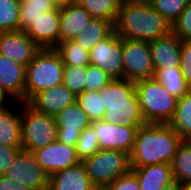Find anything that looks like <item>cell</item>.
Returning a JSON list of instances; mask_svg holds the SVG:
<instances>
[{
  "label": "cell",
  "instance_id": "6da1fadb",
  "mask_svg": "<svg viewBox=\"0 0 191 190\" xmlns=\"http://www.w3.org/2000/svg\"><path fill=\"white\" fill-rule=\"evenodd\" d=\"M184 139L169 125L145 123L136 133L130 155L131 168L170 164Z\"/></svg>",
  "mask_w": 191,
  "mask_h": 190
},
{
  "label": "cell",
  "instance_id": "7a4b0ae2",
  "mask_svg": "<svg viewBox=\"0 0 191 190\" xmlns=\"http://www.w3.org/2000/svg\"><path fill=\"white\" fill-rule=\"evenodd\" d=\"M114 32L123 39L152 41L172 32V25L148 1L122 3Z\"/></svg>",
  "mask_w": 191,
  "mask_h": 190
},
{
  "label": "cell",
  "instance_id": "3957f363",
  "mask_svg": "<svg viewBox=\"0 0 191 190\" xmlns=\"http://www.w3.org/2000/svg\"><path fill=\"white\" fill-rule=\"evenodd\" d=\"M105 112L103 120L128 127L145 124L135 83L126 79L110 81L101 91Z\"/></svg>",
  "mask_w": 191,
  "mask_h": 190
},
{
  "label": "cell",
  "instance_id": "277c9868",
  "mask_svg": "<svg viewBox=\"0 0 191 190\" xmlns=\"http://www.w3.org/2000/svg\"><path fill=\"white\" fill-rule=\"evenodd\" d=\"M64 64L54 48H42L26 66L25 102L63 82Z\"/></svg>",
  "mask_w": 191,
  "mask_h": 190
},
{
  "label": "cell",
  "instance_id": "5b68a950",
  "mask_svg": "<svg viewBox=\"0 0 191 190\" xmlns=\"http://www.w3.org/2000/svg\"><path fill=\"white\" fill-rule=\"evenodd\" d=\"M134 83L145 122L168 124L175 114L177 99L155 78Z\"/></svg>",
  "mask_w": 191,
  "mask_h": 190
},
{
  "label": "cell",
  "instance_id": "8992f818",
  "mask_svg": "<svg viewBox=\"0 0 191 190\" xmlns=\"http://www.w3.org/2000/svg\"><path fill=\"white\" fill-rule=\"evenodd\" d=\"M23 151L34 153L57 140V126L51 115L33 109L28 103L21 104Z\"/></svg>",
  "mask_w": 191,
  "mask_h": 190
},
{
  "label": "cell",
  "instance_id": "52a82bcc",
  "mask_svg": "<svg viewBox=\"0 0 191 190\" xmlns=\"http://www.w3.org/2000/svg\"><path fill=\"white\" fill-rule=\"evenodd\" d=\"M82 163L91 183L97 187H106L131 170L130 155L119 150L100 149Z\"/></svg>",
  "mask_w": 191,
  "mask_h": 190
},
{
  "label": "cell",
  "instance_id": "ba28073f",
  "mask_svg": "<svg viewBox=\"0 0 191 190\" xmlns=\"http://www.w3.org/2000/svg\"><path fill=\"white\" fill-rule=\"evenodd\" d=\"M122 59L124 79L136 82L154 78L155 70L148 41L122 38Z\"/></svg>",
  "mask_w": 191,
  "mask_h": 190
},
{
  "label": "cell",
  "instance_id": "9c48e42d",
  "mask_svg": "<svg viewBox=\"0 0 191 190\" xmlns=\"http://www.w3.org/2000/svg\"><path fill=\"white\" fill-rule=\"evenodd\" d=\"M90 64L98 66L112 79H124L122 38L113 31L89 52Z\"/></svg>",
  "mask_w": 191,
  "mask_h": 190
},
{
  "label": "cell",
  "instance_id": "30bf717a",
  "mask_svg": "<svg viewBox=\"0 0 191 190\" xmlns=\"http://www.w3.org/2000/svg\"><path fill=\"white\" fill-rule=\"evenodd\" d=\"M31 190H47L49 175L37 163L32 153L21 151L4 174Z\"/></svg>",
  "mask_w": 191,
  "mask_h": 190
},
{
  "label": "cell",
  "instance_id": "8fae6325",
  "mask_svg": "<svg viewBox=\"0 0 191 190\" xmlns=\"http://www.w3.org/2000/svg\"><path fill=\"white\" fill-rule=\"evenodd\" d=\"M53 118L57 126V141L72 147L76 146L81 132L92 123L77 101L56 113Z\"/></svg>",
  "mask_w": 191,
  "mask_h": 190
},
{
  "label": "cell",
  "instance_id": "7c38bea8",
  "mask_svg": "<svg viewBox=\"0 0 191 190\" xmlns=\"http://www.w3.org/2000/svg\"><path fill=\"white\" fill-rule=\"evenodd\" d=\"M96 134L100 149L119 150L131 153L135 136L139 127H128L120 124L97 120L91 123Z\"/></svg>",
  "mask_w": 191,
  "mask_h": 190
},
{
  "label": "cell",
  "instance_id": "4fadbf2b",
  "mask_svg": "<svg viewBox=\"0 0 191 190\" xmlns=\"http://www.w3.org/2000/svg\"><path fill=\"white\" fill-rule=\"evenodd\" d=\"M33 155L37 163L49 176L81 162L75 147L60 143L57 140L42 149L36 150Z\"/></svg>",
  "mask_w": 191,
  "mask_h": 190
},
{
  "label": "cell",
  "instance_id": "5bb4252c",
  "mask_svg": "<svg viewBox=\"0 0 191 190\" xmlns=\"http://www.w3.org/2000/svg\"><path fill=\"white\" fill-rule=\"evenodd\" d=\"M25 31L0 32V55L27 66L41 50Z\"/></svg>",
  "mask_w": 191,
  "mask_h": 190
},
{
  "label": "cell",
  "instance_id": "9a60e30c",
  "mask_svg": "<svg viewBox=\"0 0 191 190\" xmlns=\"http://www.w3.org/2000/svg\"><path fill=\"white\" fill-rule=\"evenodd\" d=\"M60 7L43 12L25 30L40 48H55L59 44Z\"/></svg>",
  "mask_w": 191,
  "mask_h": 190
},
{
  "label": "cell",
  "instance_id": "2e32d148",
  "mask_svg": "<svg viewBox=\"0 0 191 190\" xmlns=\"http://www.w3.org/2000/svg\"><path fill=\"white\" fill-rule=\"evenodd\" d=\"M76 100L77 97L60 84L36 94L28 104L38 112L54 116Z\"/></svg>",
  "mask_w": 191,
  "mask_h": 190
},
{
  "label": "cell",
  "instance_id": "e0dca14e",
  "mask_svg": "<svg viewBox=\"0 0 191 190\" xmlns=\"http://www.w3.org/2000/svg\"><path fill=\"white\" fill-rule=\"evenodd\" d=\"M149 45L154 70L180 68V39L173 32Z\"/></svg>",
  "mask_w": 191,
  "mask_h": 190
},
{
  "label": "cell",
  "instance_id": "ac0fdd59",
  "mask_svg": "<svg viewBox=\"0 0 191 190\" xmlns=\"http://www.w3.org/2000/svg\"><path fill=\"white\" fill-rule=\"evenodd\" d=\"M26 66L0 55V87L14 100L25 102Z\"/></svg>",
  "mask_w": 191,
  "mask_h": 190
},
{
  "label": "cell",
  "instance_id": "d6986e66",
  "mask_svg": "<svg viewBox=\"0 0 191 190\" xmlns=\"http://www.w3.org/2000/svg\"><path fill=\"white\" fill-rule=\"evenodd\" d=\"M21 101L0 108V144L9 147H21ZM16 109V110H15Z\"/></svg>",
  "mask_w": 191,
  "mask_h": 190
},
{
  "label": "cell",
  "instance_id": "ffe728a7",
  "mask_svg": "<svg viewBox=\"0 0 191 190\" xmlns=\"http://www.w3.org/2000/svg\"><path fill=\"white\" fill-rule=\"evenodd\" d=\"M91 18L77 1L60 6L59 42L73 40Z\"/></svg>",
  "mask_w": 191,
  "mask_h": 190
},
{
  "label": "cell",
  "instance_id": "44dd1931",
  "mask_svg": "<svg viewBox=\"0 0 191 190\" xmlns=\"http://www.w3.org/2000/svg\"><path fill=\"white\" fill-rule=\"evenodd\" d=\"M94 185L82 162L49 176L47 190H92Z\"/></svg>",
  "mask_w": 191,
  "mask_h": 190
},
{
  "label": "cell",
  "instance_id": "7402d4cb",
  "mask_svg": "<svg viewBox=\"0 0 191 190\" xmlns=\"http://www.w3.org/2000/svg\"><path fill=\"white\" fill-rule=\"evenodd\" d=\"M136 174L140 190H161L174 182L170 164H155L131 168Z\"/></svg>",
  "mask_w": 191,
  "mask_h": 190
},
{
  "label": "cell",
  "instance_id": "603a6c76",
  "mask_svg": "<svg viewBox=\"0 0 191 190\" xmlns=\"http://www.w3.org/2000/svg\"><path fill=\"white\" fill-rule=\"evenodd\" d=\"M113 31L114 27L110 21L91 18L73 40L90 52L98 42L108 37Z\"/></svg>",
  "mask_w": 191,
  "mask_h": 190
},
{
  "label": "cell",
  "instance_id": "cb8c5ba5",
  "mask_svg": "<svg viewBox=\"0 0 191 190\" xmlns=\"http://www.w3.org/2000/svg\"><path fill=\"white\" fill-rule=\"evenodd\" d=\"M168 124L184 140H191V90L177 99L175 114Z\"/></svg>",
  "mask_w": 191,
  "mask_h": 190
},
{
  "label": "cell",
  "instance_id": "d4e9b609",
  "mask_svg": "<svg viewBox=\"0 0 191 190\" xmlns=\"http://www.w3.org/2000/svg\"><path fill=\"white\" fill-rule=\"evenodd\" d=\"M154 78L176 99H180L191 90L180 68L156 69Z\"/></svg>",
  "mask_w": 191,
  "mask_h": 190
},
{
  "label": "cell",
  "instance_id": "484cf974",
  "mask_svg": "<svg viewBox=\"0 0 191 190\" xmlns=\"http://www.w3.org/2000/svg\"><path fill=\"white\" fill-rule=\"evenodd\" d=\"M171 167L174 181L191 183V140H183L179 145Z\"/></svg>",
  "mask_w": 191,
  "mask_h": 190
},
{
  "label": "cell",
  "instance_id": "4316f807",
  "mask_svg": "<svg viewBox=\"0 0 191 190\" xmlns=\"http://www.w3.org/2000/svg\"><path fill=\"white\" fill-rule=\"evenodd\" d=\"M60 55L64 66H87L90 64V53L75 40L59 42L54 48Z\"/></svg>",
  "mask_w": 191,
  "mask_h": 190
},
{
  "label": "cell",
  "instance_id": "83f0119b",
  "mask_svg": "<svg viewBox=\"0 0 191 190\" xmlns=\"http://www.w3.org/2000/svg\"><path fill=\"white\" fill-rule=\"evenodd\" d=\"M92 18L110 21L113 25L121 3L118 0H76Z\"/></svg>",
  "mask_w": 191,
  "mask_h": 190
},
{
  "label": "cell",
  "instance_id": "f1b7e54d",
  "mask_svg": "<svg viewBox=\"0 0 191 190\" xmlns=\"http://www.w3.org/2000/svg\"><path fill=\"white\" fill-rule=\"evenodd\" d=\"M57 7L51 0L20 1V30L25 31L43 12L54 10Z\"/></svg>",
  "mask_w": 191,
  "mask_h": 190
},
{
  "label": "cell",
  "instance_id": "f546056e",
  "mask_svg": "<svg viewBox=\"0 0 191 190\" xmlns=\"http://www.w3.org/2000/svg\"><path fill=\"white\" fill-rule=\"evenodd\" d=\"M76 101L92 122L103 120L105 107L101 91H84L77 96Z\"/></svg>",
  "mask_w": 191,
  "mask_h": 190
},
{
  "label": "cell",
  "instance_id": "4dcf8cb0",
  "mask_svg": "<svg viewBox=\"0 0 191 190\" xmlns=\"http://www.w3.org/2000/svg\"><path fill=\"white\" fill-rule=\"evenodd\" d=\"M20 0H0V32L20 30Z\"/></svg>",
  "mask_w": 191,
  "mask_h": 190
},
{
  "label": "cell",
  "instance_id": "1f68e13d",
  "mask_svg": "<svg viewBox=\"0 0 191 190\" xmlns=\"http://www.w3.org/2000/svg\"><path fill=\"white\" fill-rule=\"evenodd\" d=\"M87 66H65L62 84L76 97L85 91Z\"/></svg>",
  "mask_w": 191,
  "mask_h": 190
},
{
  "label": "cell",
  "instance_id": "d6a6232c",
  "mask_svg": "<svg viewBox=\"0 0 191 190\" xmlns=\"http://www.w3.org/2000/svg\"><path fill=\"white\" fill-rule=\"evenodd\" d=\"M153 9L159 12L171 25L186 9L189 0H147Z\"/></svg>",
  "mask_w": 191,
  "mask_h": 190
},
{
  "label": "cell",
  "instance_id": "836d02e7",
  "mask_svg": "<svg viewBox=\"0 0 191 190\" xmlns=\"http://www.w3.org/2000/svg\"><path fill=\"white\" fill-rule=\"evenodd\" d=\"M79 160L82 162L87 158L93 156L100 150V144L93 128L90 126L85 128L75 146Z\"/></svg>",
  "mask_w": 191,
  "mask_h": 190
},
{
  "label": "cell",
  "instance_id": "e575fe53",
  "mask_svg": "<svg viewBox=\"0 0 191 190\" xmlns=\"http://www.w3.org/2000/svg\"><path fill=\"white\" fill-rule=\"evenodd\" d=\"M112 79L98 66L87 65L85 91H102Z\"/></svg>",
  "mask_w": 191,
  "mask_h": 190
},
{
  "label": "cell",
  "instance_id": "d590c367",
  "mask_svg": "<svg viewBox=\"0 0 191 190\" xmlns=\"http://www.w3.org/2000/svg\"><path fill=\"white\" fill-rule=\"evenodd\" d=\"M172 32L180 40H191V0L179 18L172 24Z\"/></svg>",
  "mask_w": 191,
  "mask_h": 190
},
{
  "label": "cell",
  "instance_id": "8d00e7d4",
  "mask_svg": "<svg viewBox=\"0 0 191 190\" xmlns=\"http://www.w3.org/2000/svg\"><path fill=\"white\" fill-rule=\"evenodd\" d=\"M180 70L191 89V40H180Z\"/></svg>",
  "mask_w": 191,
  "mask_h": 190
},
{
  "label": "cell",
  "instance_id": "74e56055",
  "mask_svg": "<svg viewBox=\"0 0 191 190\" xmlns=\"http://www.w3.org/2000/svg\"><path fill=\"white\" fill-rule=\"evenodd\" d=\"M107 190H140L136 174L130 170L106 186Z\"/></svg>",
  "mask_w": 191,
  "mask_h": 190
},
{
  "label": "cell",
  "instance_id": "f35d334b",
  "mask_svg": "<svg viewBox=\"0 0 191 190\" xmlns=\"http://www.w3.org/2000/svg\"><path fill=\"white\" fill-rule=\"evenodd\" d=\"M22 147H9L0 144V175H4Z\"/></svg>",
  "mask_w": 191,
  "mask_h": 190
},
{
  "label": "cell",
  "instance_id": "ab89813d",
  "mask_svg": "<svg viewBox=\"0 0 191 190\" xmlns=\"http://www.w3.org/2000/svg\"><path fill=\"white\" fill-rule=\"evenodd\" d=\"M0 190H31L29 187L16 182L5 175H0Z\"/></svg>",
  "mask_w": 191,
  "mask_h": 190
},
{
  "label": "cell",
  "instance_id": "60d3db41",
  "mask_svg": "<svg viewBox=\"0 0 191 190\" xmlns=\"http://www.w3.org/2000/svg\"><path fill=\"white\" fill-rule=\"evenodd\" d=\"M15 100L4 90L0 87V108L7 107L13 104Z\"/></svg>",
  "mask_w": 191,
  "mask_h": 190
},
{
  "label": "cell",
  "instance_id": "b9f144b4",
  "mask_svg": "<svg viewBox=\"0 0 191 190\" xmlns=\"http://www.w3.org/2000/svg\"><path fill=\"white\" fill-rule=\"evenodd\" d=\"M161 190H179V184L174 181L173 183L163 187Z\"/></svg>",
  "mask_w": 191,
  "mask_h": 190
},
{
  "label": "cell",
  "instance_id": "7bdbcfd3",
  "mask_svg": "<svg viewBox=\"0 0 191 190\" xmlns=\"http://www.w3.org/2000/svg\"><path fill=\"white\" fill-rule=\"evenodd\" d=\"M53 3L56 4V6L60 7V6H64L68 3L74 2L76 0H51Z\"/></svg>",
  "mask_w": 191,
  "mask_h": 190
},
{
  "label": "cell",
  "instance_id": "ee69618b",
  "mask_svg": "<svg viewBox=\"0 0 191 190\" xmlns=\"http://www.w3.org/2000/svg\"><path fill=\"white\" fill-rule=\"evenodd\" d=\"M179 190H191V183L179 184Z\"/></svg>",
  "mask_w": 191,
  "mask_h": 190
},
{
  "label": "cell",
  "instance_id": "f6af8a7d",
  "mask_svg": "<svg viewBox=\"0 0 191 190\" xmlns=\"http://www.w3.org/2000/svg\"><path fill=\"white\" fill-rule=\"evenodd\" d=\"M121 4L127 2H135V1H146V0H118Z\"/></svg>",
  "mask_w": 191,
  "mask_h": 190
},
{
  "label": "cell",
  "instance_id": "bcb514c9",
  "mask_svg": "<svg viewBox=\"0 0 191 190\" xmlns=\"http://www.w3.org/2000/svg\"><path fill=\"white\" fill-rule=\"evenodd\" d=\"M92 190H107L106 187H97L94 186V188Z\"/></svg>",
  "mask_w": 191,
  "mask_h": 190
}]
</instances>
